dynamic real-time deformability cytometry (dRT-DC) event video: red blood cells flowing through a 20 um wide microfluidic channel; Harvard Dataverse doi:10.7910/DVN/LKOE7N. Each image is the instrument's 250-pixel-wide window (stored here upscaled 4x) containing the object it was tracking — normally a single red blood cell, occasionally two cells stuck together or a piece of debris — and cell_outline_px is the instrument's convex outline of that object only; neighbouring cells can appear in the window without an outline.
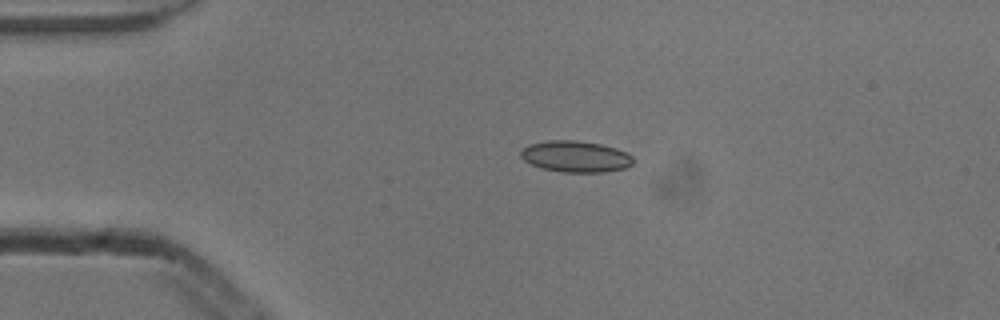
{"species": "common noctule bat (a hibernating species)", "species_latin": "Nyctalus noctula", "temperature_condition": "cold", "stored_images_in_passage": 4, "camera_frame_rate_fps": 3000, "um_per_image_px": 0.085, "animal": {"sex": "male", "body_mass_g": 13.3}, "frame": {"image": 1, "passage_image": 3, "time_ms": 0.667, "image_size_px": [1000, 320], "cell_outline_px": [[636, 160], [632, 164], [624, 168], [604, 172], [564, 172], [544, 168], [532, 164], [524, 160], [520, 156], [520, 148], [528, 144], [548, 140], [576, 140], [600, 144], [616, 148], [632, 156]], "centroid_in_image_um": [48.91, 13.29], "position_along_channel_um": 36.1, "area_um2": 20.52}}